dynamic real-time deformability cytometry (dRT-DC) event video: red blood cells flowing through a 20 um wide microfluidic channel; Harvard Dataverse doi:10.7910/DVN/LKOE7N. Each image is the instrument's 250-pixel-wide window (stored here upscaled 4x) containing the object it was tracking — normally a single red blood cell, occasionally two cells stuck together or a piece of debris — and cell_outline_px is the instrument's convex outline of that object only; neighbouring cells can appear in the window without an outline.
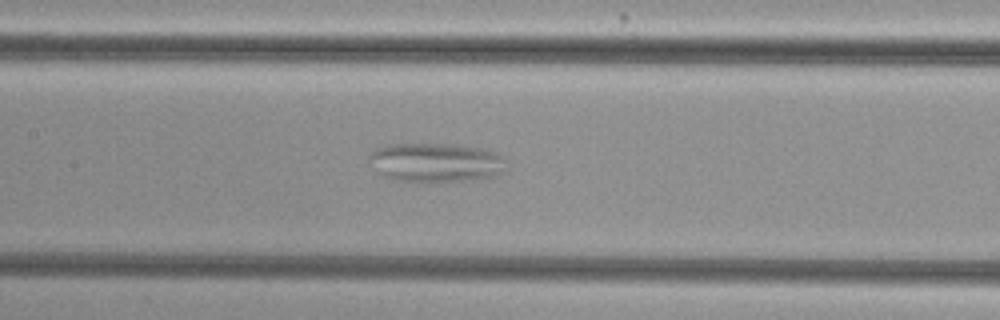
{"species": "common noctule bat (a hibernating species)", "species_latin": "Nyctalus noctula", "temperature_condition": "cold", "stored_images_in_passage": 56, "camera_frame_rate_fps": 3000, "um_per_image_px": 0.085, "animal": {"sex": "female", "body_mass_g": 29.2, "forearm_length_mm": 56.3}, "frame": {"image": 1, "passage_image": 28, "time_ms": 9.0, "image_size_px": [1000, 320], "cell_outline_px": [[504, 172], [496, 176], [480, 180], [424, 184], [396, 180], [384, 176], [368, 160], [368, 156], [376, 148], [388, 144], [452, 144], [484, 148], [496, 152], [504, 156]], "centroid_in_image_um": [37.09, 13.84], "position_along_channel_um": 170.3, "area_um2": 32.25}}
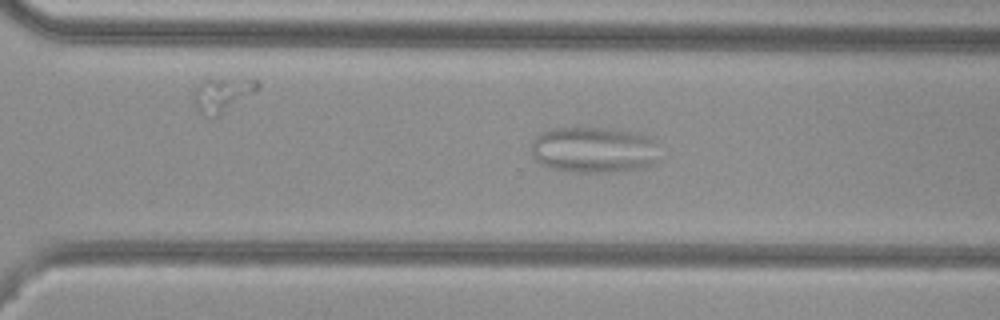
{"frame": {"image": 2, "passage_image": 40, "time_ms": 13.0, "image_size_px": [1000, 320], "cell_outline_px": [[660, 160], [656, 164], [644, 168], [616, 172], [580, 172], [552, 168], [540, 164], [532, 156], [532, 140], [540, 132], [552, 128], [580, 124], [612, 128], [640, 132], [648, 136], [652, 140]], "centroid_in_image_um": [50.47, 12.68], "position_along_channel_um": 320.1, "area_um2": 35.78}}
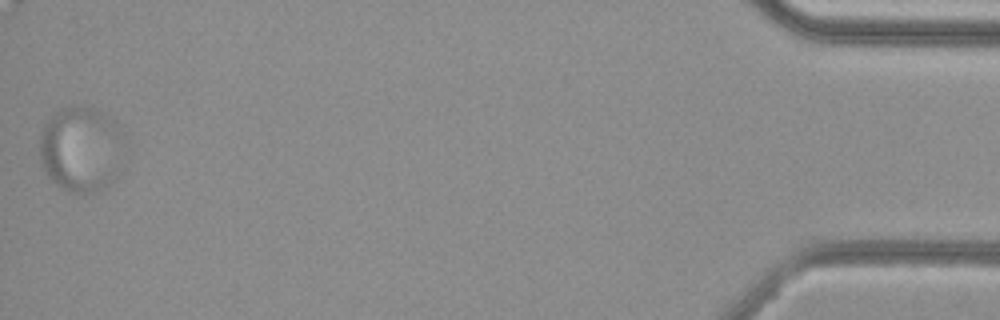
{"frame": {"image": 3, "passage_image": 56, "time_ms": 18.333, "image_size_px": [1000, 320], "cell_outline_px": [[124, 172], [104, 188], [84, 196], [68, 192], [60, 188], [48, 176], [40, 160], [40, 132], [44, 124], [60, 108], [92, 108], [104, 112], [116, 120]], "centroid_in_image_um": [6.9, 12.75], "position_along_channel_um": 428.3, "area_um2": 42.54}}